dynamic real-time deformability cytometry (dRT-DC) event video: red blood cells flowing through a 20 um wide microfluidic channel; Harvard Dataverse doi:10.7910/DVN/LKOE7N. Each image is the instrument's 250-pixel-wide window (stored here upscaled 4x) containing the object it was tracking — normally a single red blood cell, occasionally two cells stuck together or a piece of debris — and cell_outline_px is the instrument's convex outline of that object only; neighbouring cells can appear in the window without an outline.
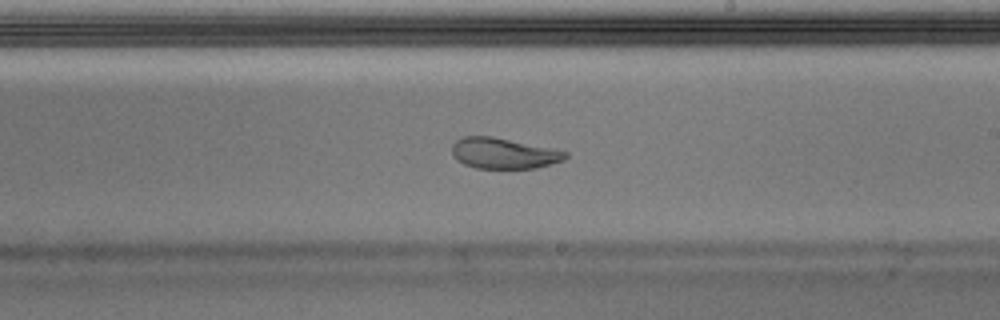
{"species": "Egyptian fruit bat (a non-hibernating species)", "species_latin": "Rousettus aegyptiacus", "temperature_condition": "warm", "stored_images_in_passage": 49, "camera_frame_rate_fps": 3000, "um_per_image_px": 0.085, "animal": {"sex": "male"}, "frame": {"image": 1, "passage_image": 28, "time_ms": 9.0, "image_size_px": [1000, 320], "cell_outline_px": [[568, 156], [564, 160], [552, 164], [536, 168], [476, 168], [464, 164], [452, 156], [452, 144], [456, 140], [464, 136], [492, 136], [556, 148], [568, 152]], "centroid_in_image_um": [42.85, 13.02], "position_along_channel_um": 246.2, "area_um2": 20.63}, "authors_computed_cell_mechanics": {"area_um2": 21.7906, "velocity_mm_per_s": 3.9731, "shape_relaxation_time_tau1_ms": null, "shape_relaxation_time_tau2_ms": 1.2039, "deformation_change_tau1": null, "deformation_change_tau2": 0.0735}}